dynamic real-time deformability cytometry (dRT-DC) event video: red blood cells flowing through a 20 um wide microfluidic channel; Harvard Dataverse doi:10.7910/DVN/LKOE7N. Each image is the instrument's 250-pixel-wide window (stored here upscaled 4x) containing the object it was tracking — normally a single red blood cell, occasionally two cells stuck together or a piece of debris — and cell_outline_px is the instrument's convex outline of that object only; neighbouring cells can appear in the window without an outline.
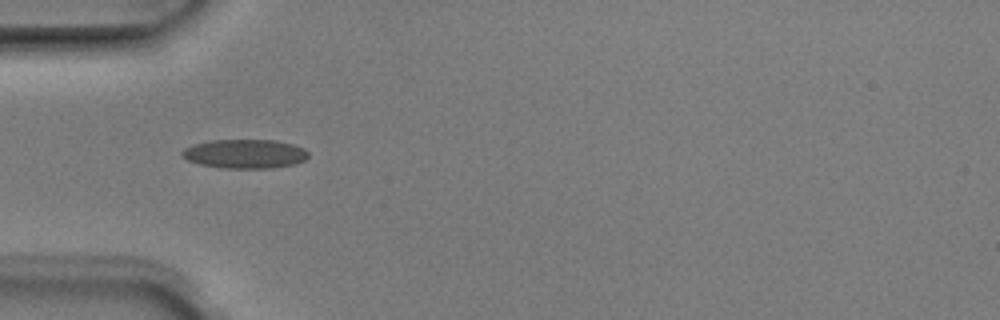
{"species": "Egyptian fruit bat (a non-hibernating species)", "species_latin": "Rousettus aegyptiacus", "temperature_condition": "room temperature", "stored_images_in_passage": 8, "camera_frame_rate_fps": 3000, "um_per_image_px": 0.085, "animal": {"sex": "male"}, "frame": {"image": 1, "passage_image": 4, "time_ms": 1.0, "image_size_px": [1000, 320], "cell_outline_px": [[308, 156], [304, 160], [296, 164], [268, 168], [220, 168], [200, 164], [188, 160], [180, 152], [184, 148], [192, 144], [212, 140], [276, 140], [292, 144], [304, 148], [308, 152]], "centroid_in_image_um": [20.81, 13.07], "position_along_channel_um": 64.2, "area_um2": 21.39}}
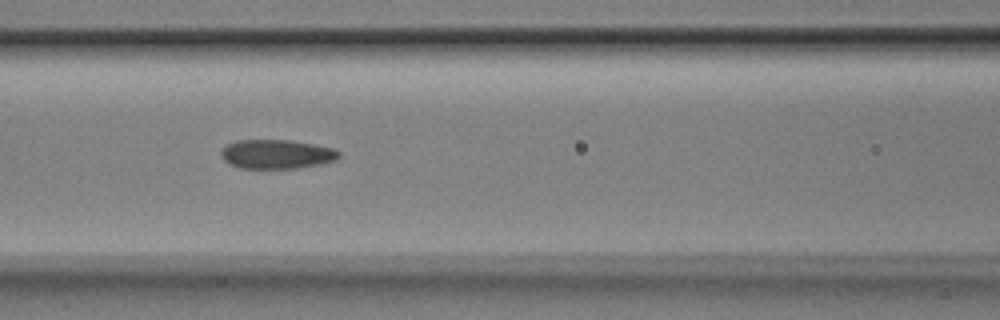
{"frame": {"image": 2, "passage_image": 6, "time_ms": 1.667, "image_size_px": [1000, 320], "cell_outline_px": [[340, 156], [336, 160], [320, 164], [300, 168], [240, 168], [228, 164], [220, 156], [220, 152], [228, 144], [236, 140], [292, 140], [332, 148], [340, 152]], "centroid_in_image_um": [23.5, 13.11], "position_along_channel_um": 143.1, "area_um2": 20.06}}
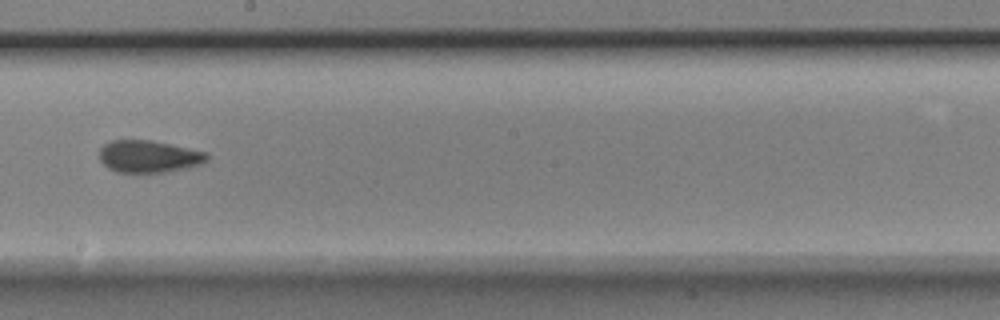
{"frame": {"image": 3, "passage_image": 8, "time_ms": 2.333, "image_size_px": [1000, 320], "cell_outline_px": [[208, 160], [200, 164], [188, 168], [168, 172], [116, 172], [108, 168], [100, 160], [100, 148], [108, 140], [152, 140], [208, 152]], "centroid_in_image_um": [12.66, 13.29], "position_along_channel_um": 235.5, "area_um2": 20.35}}